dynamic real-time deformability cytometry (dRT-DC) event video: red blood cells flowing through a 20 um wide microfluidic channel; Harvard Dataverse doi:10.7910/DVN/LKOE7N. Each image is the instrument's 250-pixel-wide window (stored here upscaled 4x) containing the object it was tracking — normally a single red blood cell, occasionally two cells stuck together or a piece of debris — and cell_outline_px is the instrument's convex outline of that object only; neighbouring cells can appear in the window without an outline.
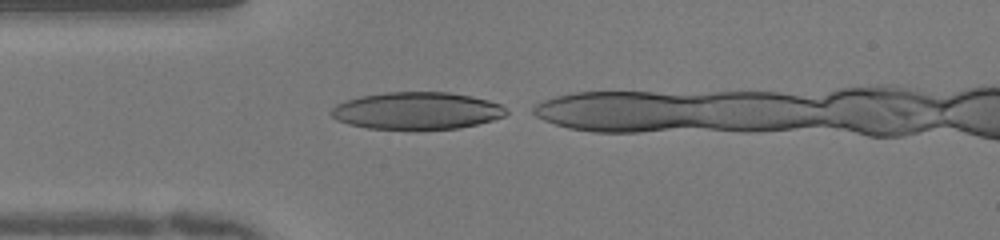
{"species": "human", "species_latin": "Homo sapiens", "temperature_condition": "warm", "stored_images_in_passage": 6, "camera_frame_rate_fps": 3000, "um_per_image_px": 0.085, "donor": {"sex": "female"}, "frame": {"image": 1, "passage_image": 1, "time_ms": 0.0, "image_size_px": [1000, 240], "cell_outline_px": [[508, 112], [504, 116], [492, 120], [460, 128], [368, 128], [348, 124], [336, 120], [328, 112], [336, 104], [360, 96], [384, 92], [448, 92], [472, 96], [488, 100], [500, 104]], "centroid_in_image_um": [35.41, 9.39], "position_along_channel_um": 49.6, "area_um2": 37.63}}
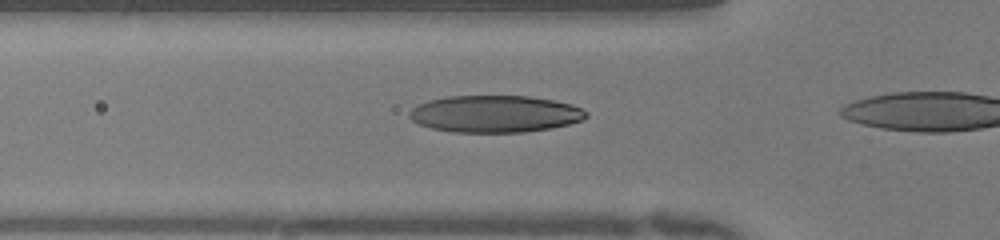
{"frame": {"image": 2, "passage_image": 4, "time_ms": 1.0, "image_size_px": [1000, 240], "cell_outline_px": [[588, 116], [580, 120], [568, 124], [552, 128], [524, 132], [452, 132], [432, 128], [420, 124], [412, 120], [408, 116], [408, 112], [412, 108], [428, 100], [448, 96], [528, 96], [552, 100], [572, 104], [588, 112]], "centroid_in_image_um": [42.06, 9.68], "position_along_channel_um": 83.7, "area_um2": 38.03}}